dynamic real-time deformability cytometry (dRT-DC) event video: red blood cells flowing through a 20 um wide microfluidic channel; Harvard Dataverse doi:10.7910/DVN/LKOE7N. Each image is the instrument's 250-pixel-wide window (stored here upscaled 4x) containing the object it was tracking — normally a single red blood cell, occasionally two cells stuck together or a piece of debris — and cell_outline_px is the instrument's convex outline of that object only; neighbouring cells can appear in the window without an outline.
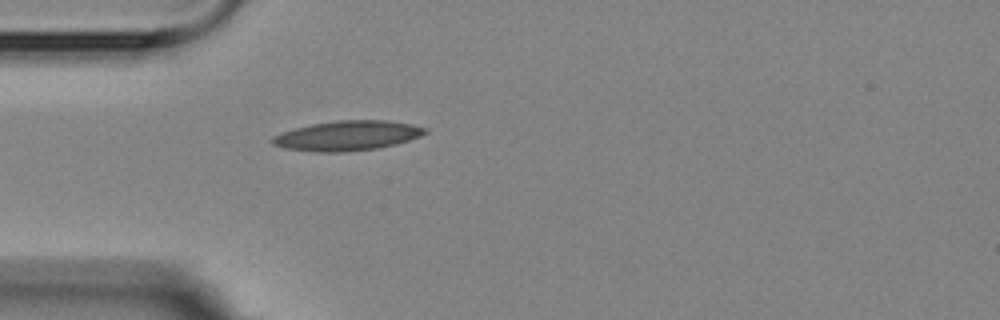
{"species": "Egyptian fruit bat (a non-hibernating species)", "species_latin": "Rousettus aegyptiacus", "temperature_condition": "room temperature", "stored_images_in_passage": 4, "camera_frame_rate_fps": 3000, "um_per_image_px": 0.085, "animal": {"sex": "female"}, "frame": {"image": 1, "passage_image": 4, "time_ms": 4.667, "image_size_px": [1000, 320], "cell_outline_px": [[428, 132], [420, 136], [396, 144], [376, 148], [344, 152], [316, 152], [284, 148], [272, 144], [268, 140], [272, 136], [280, 132], [312, 124], [336, 120], [388, 120], [412, 124], [428, 128]], "centroid_in_image_um": [29.5, 11.53], "position_along_channel_um": 55.5, "area_um2": 26.7}}